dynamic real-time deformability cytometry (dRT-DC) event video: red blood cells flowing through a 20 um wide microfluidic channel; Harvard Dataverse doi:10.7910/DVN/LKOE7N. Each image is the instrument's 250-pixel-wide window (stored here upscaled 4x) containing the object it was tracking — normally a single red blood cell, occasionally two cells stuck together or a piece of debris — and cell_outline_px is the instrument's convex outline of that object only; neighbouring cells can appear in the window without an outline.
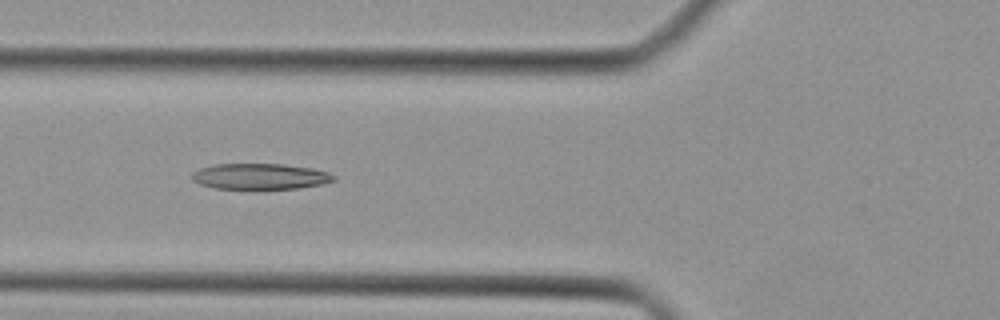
{"species": "Egyptian fruit bat (a non-hibernating species)", "species_latin": "Rousettus aegyptiacus", "temperature_condition": "cold", "stored_images_in_passage": 25, "camera_frame_rate_fps": 3000, "um_per_image_px": 0.085, "animal": {"sex": "female"}, "frame": {"image": 1, "passage_image": 3, "time_ms": 0.667, "image_size_px": [1000, 320], "cell_outline_px": [[336, 180], [320, 184], [296, 188], [216, 188], [200, 184], [192, 180], [192, 172], [200, 168], [212, 164], [284, 164], [312, 168], [328, 172], [336, 176]], "centroid_in_image_um": [22.1, 14.98], "position_along_channel_um": 103.7, "area_um2": 21.15}}
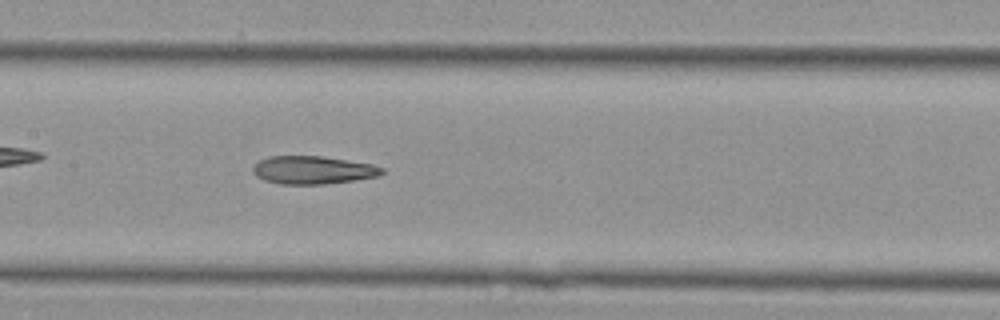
{"frame": {"image": 2, "passage_image": 8, "time_ms": 2.333, "image_size_px": [1000, 320], "cell_outline_px": [[384, 172], [380, 176], [324, 184], [280, 184], [264, 180], [256, 176], [252, 172], [252, 168], [260, 160], [268, 156], [320, 156], [372, 164], [384, 168]], "centroid_in_image_um": [26.58, 14.45], "position_along_channel_um": 180.8, "area_um2": 20.98}}
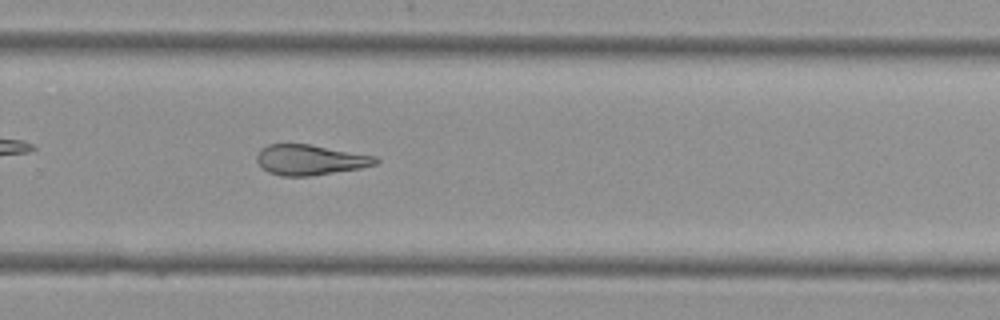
{"frame": {"image": 3, "passage_image": 16, "time_ms": 5.0, "image_size_px": [1000, 320], "cell_outline_px": [[380, 160], [376, 164], [360, 168], [312, 176], [280, 176], [268, 172], [256, 160], [256, 156], [260, 148], [268, 144], [308, 144], [376, 156]], "centroid_in_image_um": [26.34, 13.59], "position_along_channel_um": 303.5, "area_um2": 20.98}}